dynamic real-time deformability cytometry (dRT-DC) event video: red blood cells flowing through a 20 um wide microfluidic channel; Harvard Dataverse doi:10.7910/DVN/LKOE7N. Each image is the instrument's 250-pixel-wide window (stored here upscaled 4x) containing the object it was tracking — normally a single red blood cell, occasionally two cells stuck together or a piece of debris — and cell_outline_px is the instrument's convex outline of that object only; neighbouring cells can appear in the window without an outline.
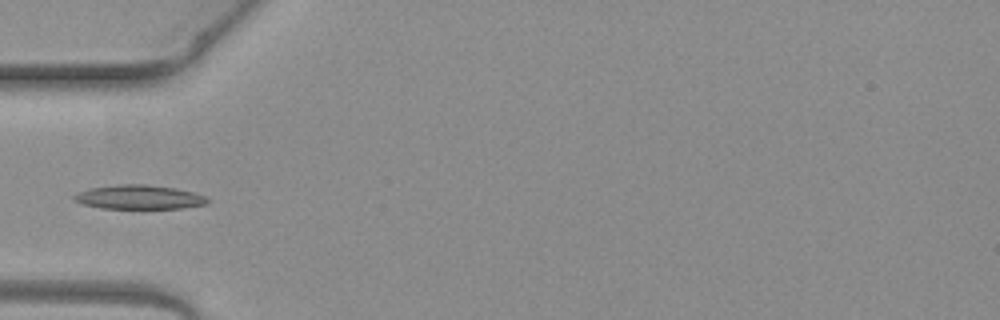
{"species": "common noctule bat (a hibernating species)", "species_latin": "Nyctalus noctula", "temperature_condition": "warm", "stored_images_in_passage": 2, "camera_frame_rate_fps": 3000, "um_per_image_px": 0.085, "animal": {"sex": "female", "body_mass_g": 19.3, "forearm_length_mm": 54.1}, "frame": {"image": 1, "passage_image": 2, "time_ms": 0.333, "image_size_px": [1000, 320], "cell_outline_px": [[208, 204], [180, 208], [100, 208], [84, 204], [72, 200], [72, 196], [76, 192], [88, 188], [116, 184], [144, 184], [176, 188], [192, 192], [204, 196], [208, 200]], "centroid_in_image_um": [11.75, 16.74], "position_along_channel_um": 73.2, "area_um2": 18.79}}